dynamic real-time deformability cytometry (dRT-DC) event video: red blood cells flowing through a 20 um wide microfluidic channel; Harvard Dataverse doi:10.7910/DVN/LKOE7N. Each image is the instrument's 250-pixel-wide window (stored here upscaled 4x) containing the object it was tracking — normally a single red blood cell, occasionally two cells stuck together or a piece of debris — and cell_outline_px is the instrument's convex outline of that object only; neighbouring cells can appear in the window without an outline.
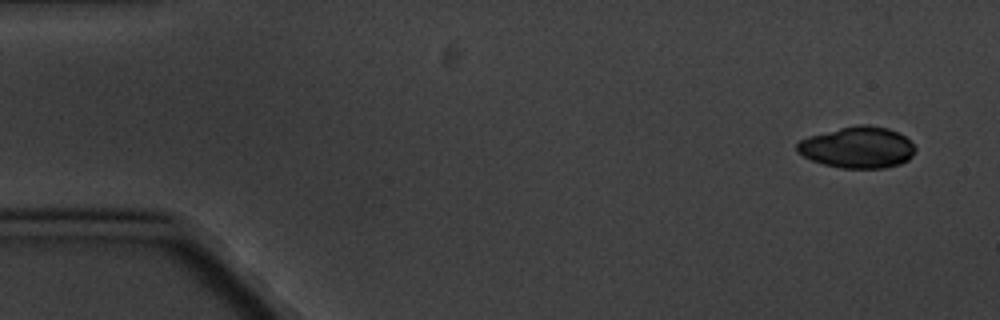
{"species": "common noctule bat (a hibernating species)", "species_latin": "Nyctalus noctula", "temperature_condition": "cold", "stored_images_in_passage": 6, "segment_of_instrument_passage": [1, 2], "camera_frame_rate_fps": 3000, "um_per_image_px": 0.085, "animal": {"sex": "male", "body_mass_g": 20.1, "forearm_length_mm": 53.5}, "frame": {"image": 1, "passage_image": 1, "time_ms": 0.0, "image_size_px": [1000, 320], "cell_outline_px": [[916, 148], [912, 156], [908, 160], [900, 164], [884, 168], [840, 168], [824, 164], [812, 160], [796, 152], [796, 144], [800, 140], [808, 136], [856, 124], [868, 124], [888, 128], [904, 136]], "centroid_in_image_um": [72.88, 12.53], "position_along_channel_um": 12.1, "area_um2": 28.5}}